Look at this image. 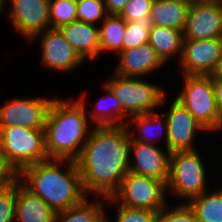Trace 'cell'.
<instances>
[{"label": "cell", "instance_id": "6da1fadb", "mask_svg": "<svg viewBox=\"0 0 222 222\" xmlns=\"http://www.w3.org/2000/svg\"><path fill=\"white\" fill-rule=\"evenodd\" d=\"M130 136L125 125L94 126L76 163L85 193L111 198L129 172Z\"/></svg>", "mask_w": 222, "mask_h": 222}, {"label": "cell", "instance_id": "7a4b0ae2", "mask_svg": "<svg viewBox=\"0 0 222 222\" xmlns=\"http://www.w3.org/2000/svg\"><path fill=\"white\" fill-rule=\"evenodd\" d=\"M62 166L66 169L61 170ZM19 181L55 212L67 210L87 197L74 160L47 159L35 163L19 173Z\"/></svg>", "mask_w": 222, "mask_h": 222}, {"label": "cell", "instance_id": "3957f363", "mask_svg": "<svg viewBox=\"0 0 222 222\" xmlns=\"http://www.w3.org/2000/svg\"><path fill=\"white\" fill-rule=\"evenodd\" d=\"M84 98V95L78 100L53 98L44 129L49 159L76 161L80 156L92 130L89 129L91 126Z\"/></svg>", "mask_w": 222, "mask_h": 222}, {"label": "cell", "instance_id": "277c9868", "mask_svg": "<svg viewBox=\"0 0 222 222\" xmlns=\"http://www.w3.org/2000/svg\"><path fill=\"white\" fill-rule=\"evenodd\" d=\"M113 75L114 77L105 80L103 84L121 103L122 125H125L131 116L155 112L156 108L166 104L167 97L163 87L146 82L140 77H123L115 73Z\"/></svg>", "mask_w": 222, "mask_h": 222}, {"label": "cell", "instance_id": "5b68a950", "mask_svg": "<svg viewBox=\"0 0 222 222\" xmlns=\"http://www.w3.org/2000/svg\"><path fill=\"white\" fill-rule=\"evenodd\" d=\"M195 150L175 151L170 154L169 179L166 190L188 203L207 190L204 162Z\"/></svg>", "mask_w": 222, "mask_h": 222}, {"label": "cell", "instance_id": "8992f818", "mask_svg": "<svg viewBox=\"0 0 222 222\" xmlns=\"http://www.w3.org/2000/svg\"><path fill=\"white\" fill-rule=\"evenodd\" d=\"M184 85L175 98L179 100L206 131L222 130L212 78L209 75H184Z\"/></svg>", "mask_w": 222, "mask_h": 222}, {"label": "cell", "instance_id": "52a82bcc", "mask_svg": "<svg viewBox=\"0 0 222 222\" xmlns=\"http://www.w3.org/2000/svg\"><path fill=\"white\" fill-rule=\"evenodd\" d=\"M166 192L163 181L129 171L123 177L118 190L111 198H106L105 202L159 213L167 205Z\"/></svg>", "mask_w": 222, "mask_h": 222}, {"label": "cell", "instance_id": "ba28073f", "mask_svg": "<svg viewBox=\"0 0 222 222\" xmlns=\"http://www.w3.org/2000/svg\"><path fill=\"white\" fill-rule=\"evenodd\" d=\"M0 139L8 160L19 173L30 165L49 159L45 148V130L0 126Z\"/></svg>", "mask_w": 222, "mask_h": 222}, {"label": "cell", "instance_id": "9c48e42d", "mask_svg": "<svg viewBox=\"0 0 222 222\" xmlns=\"http://www.w3.org/2000/svg\"><path fill=\"white\" fill-rule=\"evenodd\" d=\"M53 99L31 97L18 99L0 107V126H21L34 130H44L46 116Z\"/></svg>", "mask_w": 222, "mask_h": 222}, {"label": "cell", "instance_id": "30bf717a", "mask_svg": "<svg viewBox=\"0 0 222 222\" xmlns=\"http://www.w3.org/2000/svg\"><path fill=\"white\" fill-rule=\"evenodd\" d=\"M172 100L168 112L163 113L167 120V150L171 153L195 150L193 142H195L196 133L201 130L205 132L206 129L179 100L175 97Z\"/></svg>", "mask_w": 222, "mask_h": 222}, {"label": "cell", "instance_id": "8fae6325", "mask_svg": "<svg viewBox=\"0 0 222 222\" xmlns=\"http://www.w3.org/2000/svg\"><path fill=\"white\" fill-rule=\"evenodd\" d=\"M222 56V38L184 39L179 67L182 75H210Z\"/></svg>", "mask_w": 222, "mask_h": 222}, {"label": "cell", "instance_id": "7c38bea8", "mask_svg": "<svg viewBox=\"0 0 222 222\" xmlns=\"http://www.w3.org/2000/svg\"><path fill=\"white\" fill-rule=\"evenodd\" d=\"M50 0H11L8 21L17 33L31 40L50 28Z\"/></svg>", "mask_w": 222, "mask_h": 222}, {"label": "cell", "instance_id": "4fadbf2b", "mask_svg": "<svg viewBox=\"0 0 222 222\" xmlns=\"http://www.w3.org/2000/svg\"><path fill=\"white\" fill-rule=\"evenodd\" d=\"M38 37L41 38V62L44 67L57 72H67L82 65L84 60L66 41L59 29L49 28L35 35L30 41Z\"/></svg>", "mask_w": 222, "mask_h": 222}, {"label": "cell", "instance_id": "5bb4252c", "mask_svg": "<svg viewBox=\"0 0 222 222\" xmlns=\"http://www.w3.org/2000/svg\"><path fill=\"white\" fill-rule=\"evenodd\" d=\"M131 154L134 155V158L132 161L129 160L130 172L151 177L167 184L171 154L169 150L130 139L129 156Z\"/></svg>", "mask_w": 222, "mask_h": 222}, {"label": "cell", "instance_id": "9a60e30c", "mask_svg": "<svg viewBox=\"0 0 222 222\" xmlns=\"http://www.w3.org/2000/svg\"><path fill=\"white\" fill-rule=\"evenodd\" d=\"M184 39L222 38V0L190 4Z\"/></svg>", "mask_w": 222, "mask_h": 222}, {"label": "cell", "instance_id": "2e32d148", "mask_svg": "<svg viewBox=\"0 0 222 222\" xmlns=\"http://www.w3.org/2000/svg\"><path fill=\"white\" fill-rule=\"evenodd\" d=\"M118 66L114 73L123 77H141L151 74L165 63L157 55L156 50L148 43L122 50L118 54Z\"/></svg>", "mask_w": 222, "mask_h": 222}, {"label": "cell", "instance_id": "e0dca14e", "mask_svg": "<svg viewBox=\"0 0 222 222\" xmlns=\"http://www.w3.org/2000/svg\"><path fill=\"white\" fill-rule=\"evenodd\" d=\"M97 24L74 21L58 28L66 41L85 61H96L100 54L99 27Z\"/></svg>", "mask_w": 222, "mask_h": 222}, {"label": "cell", "instance_id": "ac0fdd59", "mask_svg": "<svg viewBox=\"0 0 222 222\" xmlns=\"http://www.w3.org/2000/svg\"><path fill=\"white\" fill-rule=\"evenodd\" d=\"M55 214L40 197L16 181L15 222H53Z\"/></svg>", "mask_w": 222, "mask_h": 222}, {"label": "cell", "instance_id": "d6986e66", "mask_svg": "<svg viewBox=\"0 0 222 222\" xmlns=\"http://www.w3.org/2000/svg\"><path fill=\"white\" fill-rule=\"evenodd\" d=\"M190 4L180 0H154L150 11L153 25L184 31Z\"/></svg>", "mask_w": 222, "mask_h": 222}, {"label": "cell", "instance_id": "ffe728a7", "mask_svg": "<svg viewBox=\"0 0 222 222\" xmlns=\"http://www.w3.org/2000/svg\"><path fill=\"white\" fill-rule=\"evenodd\" d=\"M183 31L153 25L150 29L149 44L156 50L157 55L166 64L173 55L181 58L183 47Z\"/></svg>", "mask_w": 222, "mask_h": 222}, {"label": "cell", "instance_id": "44dd1931", "mask_svg": "<svg viewBox=\"0 0 222 222\" xmlns=\"http://www.w3.org/2000/svg\"><path fill=\"white\" fill-rule=\"evenodd\" d=\"M163 117H164L163 113L157 114L156 112L131 116L127 120V123L125 124L126 128L128 129L130 139L132 141L143 142V143L155 145V141L157 140V138H158V140H160V135L165 133V134H163L165 136H162V137H165L164 143L166 144L165 146L167 149V140H168V138H167V120L165 117L164 122H163V120H162ZM132 122L135 124V130L137 129L139 132L138 135L134 134V132L132 130H130V126H131ZM156 126L159 127L158 128L159 130L162 128L161 129L162 131H160V133L153 130V129H156ZM162 126H164V128ZM152 131H153V133H152Z\"/></svg>", "mask_w": 222, "mask_h": 222}, {"label": "cell", "instance_id": "7402d4cb", "mask_svg": "<svg viewBox=\"0 0 222 222\" xmlns=\"http://www.w3.org/2000/svg\"><path fill=\"white\" fill-rule=\"evenodd\" d=\"M100 24V53L115 52L118 55L123 50V39L126 29V21L116 14H108Z\"/></svg>", "mask_w": 222, "mask_h": 222}, {"label": "cell", "instance_id": "603a6c76", "mask_svg": "<svg viewBox=\"0 0 222 222\" xmlns=\"http://www.w3.org/2000/svg\"><path fill=\"white\" fill-rule=\"evenodd\" d=\"M104 206L102 200L90 202L86 197L81 203L56 212L53 222H105Z\"/></svg>", "mask_w": 222, "mask_h": 222}, {"label": "cell", "instance_id": "cb8c5ba5", "mask_svg": "<svg viewBox=\"0 0 222 222\" xmlns=\"http://www.w3.org/2000/svg\"><path fill=\"white\" fill-rule=\"evenodd\" d=\"M102 86L107 95L95 103V108L91 109L90 113L87 110L89 119L94 122L95 126L122 125V106L120 101L106 85L102 83ZM106 100L110 101L107 102L108 106L104 105Z\"/></svg>", "mask_w": 222, "mask_h": 222}, {"label": "cell", "instance_id": "d4e9b609", "mask_svg": "<svg viewBox=\"0 0 222 222\" xmlns=\"http://www.w3.org/2000/svg\"><path fill=\"white\" fill-rule=\"evenodd\" d=\"M215 189H208L187 203L199 222H222V188Z\"/></svg>", "mask_w": 222, "mask_h": 222}, {"label": "cell", "instance_id": "484cf974", "mask_svg": "<svg viewBox=\"0 0 222 222\" xmlns=\"http://www.w3.org/2000/svg\"><path fill=\"white\" fill-rule=\"evenodd\" d=\"M152 26L153 24L150 16L139 18L133 22H126L123 50L148 43Z\"/></svg>", "mask_w": 222, "mask_h": 222}, {"label": "cell", "instance_id": "4316f807", "mask_svg": "<svg viewBox=\"0 0 222 222\" xmlns=\"http://www.w3.org/2000/svg\"><path fill=\"white\" fill-rule=\"evenodd\" d=\"M50 28H60L77 21L76 0H50Z\"/></svg>", "mask_w": 222, "mask_h": 222}, {"label": "cell", "instance_id": "83f0119b", "mask_svg": "<svg viewBox=\"0 0 222 222\" xmlns=\"http://www.w3.org/2000/svg\"><path fill=\"white\" fill-rule=\"evenodd\" d=\"M77 20L95 24L108 15L104 0H76Z\"/></svg>", "mask_w": 222, "mask_h": 222}, {"label": "cell", "instance_id": "f1b7e54d", "mask_svg": "<svg viewBox=\"0 0 222 222\" xmlns=\"http://www.w3.org/2000/svg\"><path fill=\"white\" fill-rule=\"evenodd\" d=\"M116 214L114 222H158L159 215L148 209L127 208L122 205H119ZM105 222L112 221L105 217Z\"/></svg>", "mask_w": 222, "mask_h": 222}, {"label": "cell", "instance_id": "f546056e", "mask_svg": "<svg viewBox=\"0 0 222 222\" xmlns=\"http://www.w3.org/2000/svg\"><path fill=\"white\" fill-rule=\"evenodd\" d=\"M16 182L0 186V222H15Z\"/></svg>", "mask_w": 222, "mask_h": 222}, {"label": "cell", "instance_id": "4dcf8cb0", "mask_svg": "<svg viewBox=\"0 0 222 222\" xmlns=\"http://www.w3.org/2000/svg\"><path fill=\"white\" fill-rule=\"evenodd\" d=\"M169 208L166 205L159 212L158 222H199L187 203L176 205L173 209L171 206Z\"/></svg>", "mask_w": 222, "mask_h": 222}, {"label": "cell", "instance_id": "1f68e13d", "mask_svg": "<svg viewBox=\"0 0 222 222\" xmlns=\"http://www.w3.org/2000/svg\"><path fill=\"white\" fill-rule=\"evenodd\" d=\"M154 0H129L119 14L126 22H133L142 17L150 16Z\"/></svg>", "mask_w": 222, "mask_h": 222}, {"label": "cell", "instance_id": "d6a6232c", "mask_svg": "<svg viewBox=\"0 0 222 222\" xmlns=\"http://www.w3.org/2000/svg\"><path fill=\"white\" fill-rule=\"evenodd\" d=\"M19 180V172L12 166L7 158L0 139V186H6Z\"/></svg>", "mask_w": 222, "mask_h": 222}, {"label": "cell", "instance_id": "836d02e7", "mask_svg": "<svg viewBox=\"0 0 222 222\" xmlns=\"http://www.w3.org/2000/svg\"><path fill=\"white\" fill-rule=\"evenodd\" d=\"M129 0H104L108 14L119 15Z\"/></svg>", "mask_w": 222, "mask_h": 222}, {"label": "cell", "instance_id": "e575fe53", "mask_svg": "<svg viewBox=\"0 0 222 222\" xmlns=\"http://www.w3.org/2000/svg\"><path fill=\"white\" fill-rule=\"evenodd\" d=\"M214 97L217 109L222 117V79L212 78Z\"/></svg>", "mask_w": 222, "mask_h": 222}, {"label": "cell", "instance_id": "d590c367", "mask_svg": "<svg viewBox=\"0 0 222 222\" xmlns=\"http://www.w3.org/2000/svg\"><path fill=\"white\" fill-rule=\"evenodd\" d=\"M211 78H221L222 79V56L217 61L213 71L209 75Z\"/></svg>", "mask_w": 222, "mask_h": 222}, {"label": "cell", "instance_id": "8d00e7d4", "mask_svg": "<svg viewBox=\"0 0 222 222\" xmlns=\"http://www.w3.org/2000/svg\"><path fill=\"white\" fill-rule=\"evenodd\" d=\"M214 1H219V0H188V3L196 4V3H209V2H214Z\"/></svg>", "mask_w": 222, "mask_h": 222}, {"label": "cell", "instance_id": "74e56055", "mask_svg": "<svg viewBox=\"0 0 222 222\" xmlns=\"http://www.w3.org/2000/svg\"><path fill=\"white\" fill-rule=\"evenodd\" d=\"M5 1H8V0H0V14L2 15L3 13V9L6 5V2Z\"/></svg>", "mask_w": 222, "mask_h": 222}]
</instances>
